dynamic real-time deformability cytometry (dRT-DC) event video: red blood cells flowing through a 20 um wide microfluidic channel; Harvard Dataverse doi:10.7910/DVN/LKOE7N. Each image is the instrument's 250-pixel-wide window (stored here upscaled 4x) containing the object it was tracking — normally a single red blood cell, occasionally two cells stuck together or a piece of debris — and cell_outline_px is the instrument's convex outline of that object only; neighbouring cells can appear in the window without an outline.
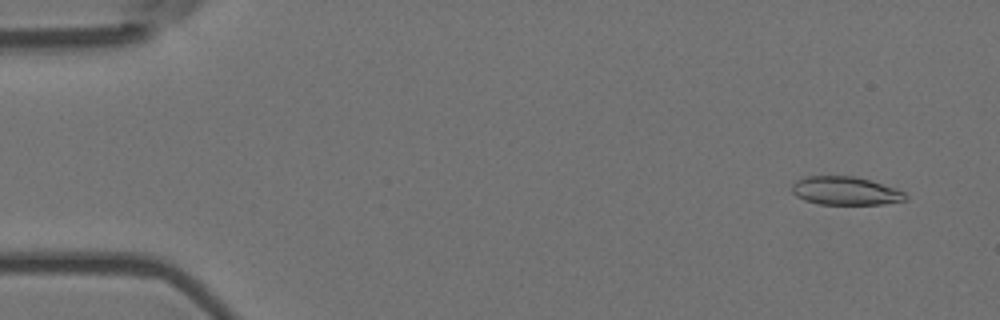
{"species": "Egyptian fruit bat (a non-hibernating species)", "species_latin": "Rousettus aegyptiacus", "temperature_condition": "room temperature", "stored_images_in_passage": 56, "camera_frame_rate_fps": 3000, "um_per_image_px": 0.085, "animal": {"sex": "female"}, "frame": {"image": 1, "passage_image": 4, "time_ms": 1.0, "image_size_px": [1000, 320], "cell_outline_px": [[908, 200], [884, 204], [820, 204], [804, 200], [796, 196], [792, 192], [792, 184], [796, 180], [808, 176], [852, 176], [872, 180], [896, 188], [904, 192], [908, 196]], "centroid_in_image_um": [71.89, 16.22], "position_along_channel_um": 13.1, "area_um2": 18.9}}
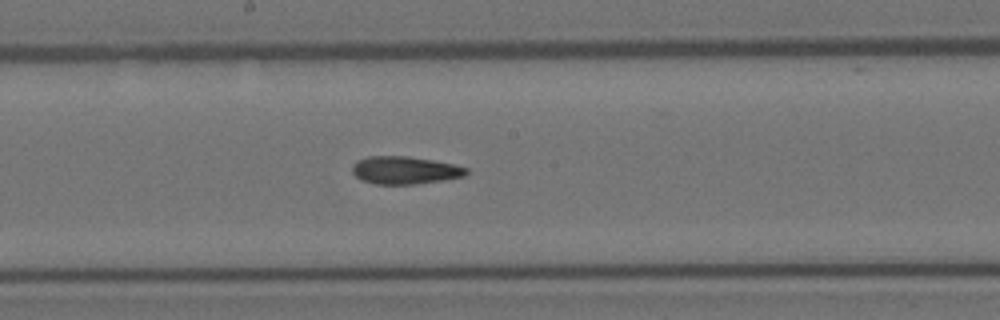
{"frame": {"image": 2, "passage_image": 30, "time_ms": 9.667, "image_size_px": [1000, 320], "cell_outline_px": [[468, 172], [464, 176], [444, 180], [416, 184], [376, 184], [360, 180], [352, 172], [352, 164], [356, 160], [368, 156], [408, 156], [432, 160], [452, 164], [468, 168]], "centroid_in_image_um": [34.38, 14.47], "position_along_channel_um": 213.8, "area_um2": 18.5}}
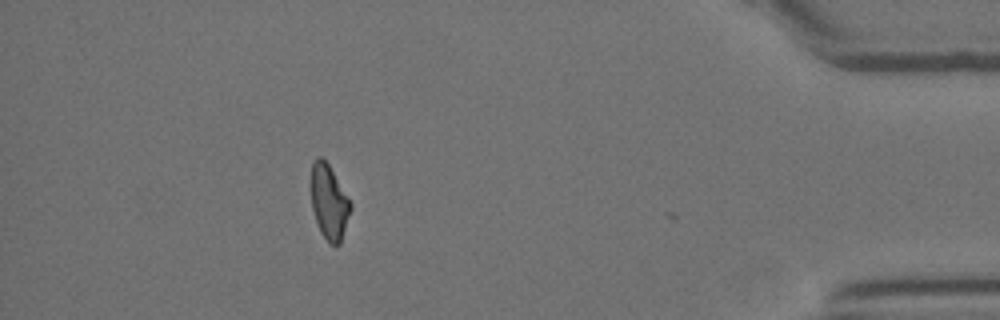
{"frame": {"image": 3, "passage_image": 50, "time_ms": 16.333, "image_size_px": [1000, 320], "cell_outline_px": [[352, 208], [340, 244], [336, 248], [328, 244], [320, 232], [312, 208], [312, 164], [316, 156], [320, 156], [328, 164], [352, 204]], "centroid_in_image_um": [27.99, 17.25], "position_along_channel_um": 407.2, "area_um2": 17.11}, "authors_computed_cell_mechanics": {"area_um2": 18.6694, "velocity_mm_per_s": 3.6698, "shape_relaxation_time_tau1_ms": null, "shape_relaxation_time_tau2_ms": 8.0879, "deformation_change_tau1": null, "deformation_change_tau2": 0.1841}}